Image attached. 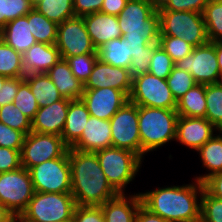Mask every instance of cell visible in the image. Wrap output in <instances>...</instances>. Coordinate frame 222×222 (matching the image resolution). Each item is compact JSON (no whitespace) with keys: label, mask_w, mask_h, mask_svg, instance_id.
<instances>
[{"label":"cell","mask_w":222,"mask_h":222,"mask_svg":"<svg viewBox=\"0 0 222 222\" xmlns=\"http://www.w3.org/2000/svg\"><path fill=\"white\" fill-rule=\"evenodd\" d=\"M46 74L50 77L63 98L70 100L82 98L84 84L73 75L65 59L60 58Z\"/></svg>","instance_id":"obj_23"},{"label":"cell","mask_w":222,"mask_h":222,"mask_svg":"<svg viewBox=\"0 0 222 222\" xmlns=\"http://www.w3.org/2000/svg\"><path fill=\"white\" fill-rule=\"evenodd\" d=\"M34 192L31 175L24 167L0 173V204L17 219L27 209Z\"/></svg>","instance_id":"obj_9"},{"label":"cell","mask_w":222,"mask_h":222,"mask_svg":"<svg viewBox=\"0 0 222 222\" xmlns=\"http://www.w3.org/2000/svg\"><path fill=\"white\" fill-rule=\"evenodd\" d=\"M26 16L9 21L1 30L0 38L17 52L23 54L37 41L30 31Z\"/></svg>","instance_id":"obj_24"},{"label":"cell","mask_w":222,"mask_h":222,"mask_svg":"<svg viewBox=\"0 0 222 222\" xmlns=\"http://www.w3.org/2000/svg\"><path fill=\"white\" fill-rule=\"evenodd\" d=\"M112 146L110 120L90 116L80 139L71 147L83 152H97Z\"/></svg>","instance_id":"obj_19"},{"label":"cell","mask_w":222,"mask_h":222,"mask_svg":"<svg viewBox=\"0 0 222 222\" xmlns=\"http://www.w3.org/2000/svg\"><path fill=\"white\" fill-rule=\"evenodd\" d=\"M204 189L213 197L222 200V173L209 176L204 182Z\"/></svg>","instance_id":"obj_50"},{"label":"cell","mask_w":222,"mask_h":222,"mask_svg":"<svg viewBox=\"0 0 222 222\" xmlns=\"http://www.w3.org/2000/svg\"><path fill=\"white\" fill-rule=\"evenodd\" d=\"M68 149L61 136L31 131L24 138L21 166L29 170L47 160L62 157Z\"/></svg>","instance_id":"obj_12"},{"label":"cell","mask_w":222,"mask_h":222,"mask_svg":"<svg viewBox=\"0 0 222 222\" xmlns=\"http://www.w3.org/2000/svg\"><path fill=\"white\" fill-rule=\"evenodd\" d=\"M174 63L192 53L193 46L184 39L167 35H159V43Z\"/></svg>","instance_id":"obj_40"},{"label":"cell","mask_w":222,"mask_h":222,"mask_svg":"<svg viewBox=\"0 0 222 222\" xmlns=\"http://www.w3.org/2000/svg\"><path fill=\"white\" fill-rule=\"evenodd\" d=\"M76 202L71 193L34 192L21 222H68L73 220Z\"/></svg>","instance_id":"obj_5"},{"label":"cell","mask_w":222,"mask_h":222,"mask_svg":"<svg viewBox=\"0 0 222 222\" xmlns=\"http://www.w3.org/2000/svg\"><path fill=\"white\" fill-rule=\"evenodd\" d=\"M128 0H104L101 12L118 16Z\"/></svg>","instance_id":"obj_52"},{"label":"cell","mask_w":222,"mask_h":222,"mask_svg":"<svg viewBox=\"0 0 222 222\" xmlns=\"http://www.w3.org/2000/svg\"><path fill=\"white\" fill-rule=\"evenodd\" d=\"M17 218L3 205L0 204V222H15Z\"/></svg>","instance_id":"obj_54"},{"label":"cell","mask_w":222,"mask_h":222,"mask_svg":"<svg viewBox=\"0 0 222 222\" xmlns=\"http://www.w3.org/2000/svg\"><path fill=\"white\" fill-rule=\"evenodd\" d=\"M25 135L0 122V147L19 150L21 152Z\"/></svg>","instance_id":"obj_44"},{"label":"cell","mask_w":222,"mask_h":222,"mask_svg":"<svg viewBox=\"0 0 222 222\" xmlns=\"http://www.w3.org/2000/svg\"><path fill=\"white\" fill-rule=\"evenodd\" d=\"M200 222H222V200L211 196L205 189L202 192Z\"/></svg>","instance_id":"obj_42"},{"label":"cell","mask_w":222,"mask_h":222,"mask_svg":"<svg viewBox=\"0 0 222 222\" xmlns=\"http://www.w3.org/2000/svg\"><path fill=\"white\" fill-rule=\"evenodd\" d=\"M216 55L218 59L220 75L222 78V41H216Z\"/></svg>","instance_id":"obj_55"},{"label":"cell","mask_w":222,"mask_h":222,"mask_svg":"<svg viewBox=\"0 0 222 222\" xmlns=\"http://www.w3.org/2000/svg\"><path fill=\"white\" fill-rule=\"evenodd\" d=\"M13 104L31 121L39 110L37 100L25 80L19 85Z\"/></svg>","instance_id":"obj_38"},{"label":"cell","mask_w":222,"mask_h":222,"mask_svg":"<svg viewBox=\"0 0 222 222\" xmlns=\"http://www.w3.org/2000/svg\"><path fill=\"white\" fill-rule=\"evenodd\" d=\"M95 153L110 185L124 193L127 184L136 177L142 158L131 150L113 146Z\"/></svg>","instance_id":"obj_6"},{"label":"cell","mask_w":222,"mask_h":222,"mask_svg":"<svg viewBox=\"0 0 222 222\" xmlns=\"http://www.w3.org/2000/svg\"><path fill=\"white\" fill-rule=\"evenodd\" d=\"M70 99L63 98L51 105L39 108L31 121V131L61 136L66 123Z\"/></svg>","instance_id":"obj_18"},{"label":"cell","mask_w":222,"mask_h":222,"mask_svg":"<svg viewBox=\"0 0 222 222\" xmlns=\"http://www.w3.org/2000/svg\"><path fill=\"white\" fill-rule=\"evenodd\" d=\"M81 99L90 116L103 120H110L129 101V97L124 92L110 87L84 89Z\"/></svg>","instance_id":"obj_15"},{"label":"cell","mask_w":222,"mask_h":222,"mask_svg":"<svg viewBox=\"0 0 222 222\" xmlns=\"http://www.w3.org/2000/svg\"><path fill=\"white\" fill-rule=\"evenodd\" d=\"M20 167H22L20 151L0 147V173L14 171Z\"/></svg>","instance_id":"obj_46"},{"label":"cell","mask_w":222,"mask_h":222,"mask_svg":"<svg viewBox=\"0 0 222 222\" xmlns=\"http://www.w3.org/2000/svg\"><path fill=\"white\" fill-rule=\"evenodd\" d=\"M166 81L176 101L197 84L190 73L175 66Z\"/></svg>","instance_id":"obj_37"},{"label":"cell","mask_w":222,"mask_h":222,"mask_svg":"<svg viewBox=\"0 0 222 222\" xmlns=\"http://www.w3.org/2000/svg\"><path fill=\"white\" fill-rule=\"evenodd\" d=\"M33 8L31 0H0V30L9 21L25 16Z\"/></svg>","instance_id":"obj_36"},{"label":"cell","mask_w":222,"mask_h":222,"mask_svg":"<svg viewBox=\"0 0 222 222\" xmlns=\"http://www.w3.org/2000/svg\"><path fill=\"white\" fill-rule=\"evenodd\" d=\"M29 173L35 192L71 193L69 149L62 157L31 167Z\"/></svg>","instance_id":"obj_8"},{"label":"cell","mask_w":222,"mask_h":222,"mask_svg":"<svg viewBox=\"0 0 222 222\" xmlns=\"http://www.w3.org/2000/svg\"><path fill=\"white\" fill-rule=\"evenodd\" d=\"M176 112L182 117L205 118V85L196 84L177 100Z\"/></svg>","instance_id":"obj_29"},{"label":"cell","mask_w":222,"mask_h":222,"mask_svg":"<svg viewBox=\"0 0 222 222\" xmlns=\"http://www.w3.org/2000/svg\"><path fill=\"white\" fill-rule=\"evenodd\" d=\"M90 113L82 99H73L69 102L66 123L61 137L64 143L71 148L81 137Z\"/></svg>","instance_id":"obj_25"},{"label":"cell","mask_w":222,"mask_h":222,"mask_svg":"<svg viewBox=\"0 0 222 222\" xmlns=\"http://www.w3.org/2000/svg\"><path fill=\"white\" fill-rule=\"evenodd\" d=\"M129 101L138 106L163 109H176L177 105L166 79L149 72L132 78Z\"/></svg>","instance_id":"obj_10"},{"label":"cell","mask_w":222,"mask_h":222,"mask_svg":"<svg viewBox=\"0 0 222 222\" xmlns=\"http://www.w3.org/2000/svg\"><path fill=\"white\" fill-rule=\"evenodd\" d=\"M106 87L120 90L129 97L132 88V77L129 69L115 67L97 59L91 75L84 84V89Z\"/></svg>","instance_id":"obj_16"},{"label":"cell","mask_w":222,"mask_h":222,"mask_svg":"<svg viewBox=\"0 0 222 222\" xmlns=\"http://www.w3.org/2000/svg\"><path fill=\"white\" fill-rule=\"evenodd\" d=\"M158 2L154 0H128L117 16L121 34L125 39L159 43Z\"/></svg>","instance_id":"obj_3"},{"label":"cell","mask_w":222,"mask_h":222,"mask_svg":"<svg viewBox=\"0 0 222 222\" xmlns=\"http://www.w3.org/2000/svg\"><path fill=\"white\" fill-rule=\"evenodd\" d=\"M34 8L57 24L75 16L73 0H40Z\"/></svg>","instance_id":"obj_31"},{"label":"cell","mask_w":222,"mask_h":222,"mask_svg":"<svg viewBox=\"0 0 222 222\" xmlns=\"http://www.w3.org/2000/svg\"><path fill=\"white\" fill-rule=\"evenodd\" d=\"M98 59V54H82L73 57H67L65 60L69 64L73 75L85 84L91 75L92 68Z\"/></svg>","instance_id":"obj_39"},{"label":"cell","mask_w":222,"mask_h":222,"mask_svg":"<svg viewBox=\"0 0 222 222\" xmlns=\"http://www.w3.org/2000/svg\"><path fill=\"white\" fill-rule=\"evenodd\" d=\"M174 66L190 73L197 84L209 85L222 82L216 42H208L193 48L192 53L177 61Z\"/></svg>","instance_id":"obj_11"},{"label":"cell","mask_w":222,"mask_h":222,"mask_svg":"<svg viewBox=\"0 0 222 222\" xmlns=\"http://www.w3.org/2000/svg\"><path fill=\"white\" fill-rule=\"evenodd\" d=\"M69 163L76 205L101 206L119 194L105 177L96 153L69 148Z\"/></svg>","instance_id":"obj_2"},{"label":"cell","mask_w":222,"mask_h":222,"mask_svg":"<svg viewBox=\"0 0 222 222\" xmlns=\"http://www.w3.org/2000/svg\"><path fill=\"white\" fill-rule=\"evenodd\" d=\"M178 113L176 109L138 106L141 158L150 151L176 140Z\"/></svg>","instance_id":"obj_4"},{"label":"cell","mask_w":222,"mask_h":222,"mask_svg":"<svg viewBox=\"0 0 222 222\" xmlns=\"http://www.w3.org/2000/svg\"><path fill=\"white\" fill-rule=\"evenodd\" d=\"M0 75L7 78L24 77L22 54L0 38Z\"/></svg>","instance_id":"obj_32"},{"label":"cell","mask_w":222,"mask_h":222,"mask_svg":"<svg viewBox=\"0 0 222 222\" xmlns=\"http://www.w3.org/2000/svg\"><path fill=\"white\" fill-rule=\"evenodd\" d=\"M205 98V118L222 131V82L205 85Z\"/></svg>","instance_id":"obj_33"},{"label":"cell","mask_w":222,"mask_h":222,"mask_svg":"<svg viewBox=\"0 0 222 222\" xmlns=\"http://www.w3.org/2000/svg\"><path fill=\"white\" fill-rule=\"evenodd\" d=\"M214 130L218 131L206 118L179 116L175 141L197 151L214 136Z\"/></svg>","instance_id":"obj_17"},{"label":"cell","mask_w":222,"mask_h":222,"mask_svg":"<svg viewBox=\"0 0 222 222\" xmlns=\"http://www.w3.org/2000/svg\"><path fill=\"white\" fill-rule=\"evenodd\" d=\"M73 222H105L101 206L77 205L73 214Z\"/></svg>","instance_id":"obj_45"},{"label":"cell","mask_w":222,"mask_h":222,"mask_svg":"<svg viewBox=\"0 0 222 222\" xmlns=\"http://www.w3.org/2000/svg\"><path fill=\"white\" fill-rule=\"evenodd\" d=\"M151 57L152 54H139L132 56L131 65L129 67L132 78L143 75L149 71Z\"/></svg>","instance_id":"obj_49"},{"label":"cell","mask_w":222,"mask_h":222,"mask_svg":"<svg viewBox=\"0 0 222 222\" xmlns=\"http://www.w3.org/2000/svg\"><path fill=\"white\" fill-rule=\"evenodd\" d=\"M104 0H73L75 16H86L96 12H101Z\"/></svg>","instance_id":"obj_48"},{"label":"cell","mask_w":222,"mask_h":222,"mask_svg":"<svg viewBox=\"0 0 222 222\" xmlns=\"http://www.w3.org/2000/svg\"><path fill=\"white\" fill-rule=\"evenodd\" d=\"M208 140L197 152L201 156L202 166L206 167L209 173L195 177L199 182H204L209 176L222 173V131ZM216 135V136H215Z\"/></svg>","instance_id":"obj_27"},{"label":"cell","mask_w":222,"mask_h":222,"mask_svg":"<svg viewBox=\"0 0 222 222\" xmlns=\"http://www.w3.org/2000/svg\"><path fill=\"white\" fill-rule=\"evenodd\" d=\"M129 42L130 54L136 56L139 54H153V49L158 44H149L146 40L127 39Z\"/></svg>","instance_id":"obj_51"},{"label":"cell","mask_w":222,"mask_h":222,"mask_svg":"<svg viewBox=\"0 0 222 222\" xmlns=\"http://www.w3.org/2000/svg\"><path fill=\"white\" fill-rule=\"evenodd\" d=\"M202 16L209 42L222 41V2L209 0Z\"/></svg>","instance_id":"obj_34"},{"label":"cell","mask_w":222,"mask_h":222,"mask_svg":"<svg viewBox=\"0 0 222 222\" xmlns=\"http://www.w3.org/2000/svg\"><path fill=\"white\" fill-rule=\"evenodd\" d=\"M98 59L106 64L129 69L132 61L129 42L123 36L103 44L97 49Z\"/></svg>","instance_id":"obj_26"},{"label":"cell","mask_w":222,"mask_h":222,"mask_svg":"<svg viewBox=\"0 0 222 222\" xmlns=\"http://www.w3.org/2000/svg\"><path fill=\"white\" fill-rule=\"evenodd\" d=\"M40 0H31V3L33 4V5H35L36 3H38Z\"/></svg>","instance_id":"obj_57"},{"label":"cell","mask_w":222,"mask_h":222,"mask_svg":"<svg viewBox=\"0 0 222 222\" xmlns=\"http://www.w3.org/2000/svg\"><path fill=\"white\" fill-rule=\"evenodd\" d=\"M112 146L128 149L141 157L138 105L128 101L110 119Z\"/></svg>","instance_id":"obj_14"},{"label":"cell","mask_w":222,"mask_h":222,"mask_svg":"<svg viewBox=\"0 0 222 222\" xmlns=\"http://www.w3.org/2000/svg\"><path fill=\"white\" fill-rule=\"evenodd\" d=\"M203 190V183L195 179L191 184L158 187L139 194L142 205L167 222H200L201 202L198 200Z\"/></svg>","instance_id":"obj_1"},{"label":"cell","mask_w":222,"mask_h":222,"mask_svg":"<svg viewBox=\"0 0 222 222\" xmlns=\"http://www.w3.org/2000/svg\"><path fill=\"white\" fill-rule=\"evenodd\" d=\"M8 78L3 76V75H0V90L2 88V86L4 85V82L7 80Z\"/></svg>","instance_id":"obj_56"},{"label":"cell","mask_w":222,"mask_h":222,"mask_svg":"<svg viewBox=\"0 0 222 222\" xmlns=\"http://www.w3.org/2000/svg\"><path fill=\"white\" fill-rule=\"evenodd\" d=\"M24 81V77L8 78L0 90V107L8 103H13L18 92L19 85Z\"/></svg>","instance_id":"obj_47"},{"label":"cell","mask_w":222,"mask_h":222,"mask_svg":"<svg viewBox=\"0 0 222 222\" xmlns=\"http://www.w3.org/2000/svg\"><path fill=\"white\" fill-rule=\"evenodd\" d=\"M159 35L184 39L194 48L209 42L202 13L190 11L157 10Z\"/></svg>","instance_id":"obj_7"},{"label":"cell","mask_w":222,"mask_h":222,"mask_svg":"<svg viewBox=\"0 0 222 222\" xmlns=\"http://www.w3.org/2000/svg\"><path fill=\"white\" fill-rule=\"evenodd\" d=\"M30 23V31L37 42L55 44L58 24L49 20L46 16L33 8L25 15Z\"/></svg>","instance_id":"obj_30"},{"label":"cell","mask_w":222,"mask_h":222,"mask_svg":"<svg viewBox=\"0 0 222 222\" xmlns=\"http://www.w3.org/2000/svg\"><path fill=\"white\" fill-rule=\"evenodd\" d=\"M141 204L139 193L129 195V197L124 193H119L101 205V210L105 222H134Z\"/></svg>","instance_id":"obj_22"},{"label":"cell","mask_w":222,"mask_h":222,"mask_svg":"<svg viewBox=\"0 0 222 222\" xmlns=\"http://www.w3.org/2000/svg\"><path fill=\"white\" fill-rule=\"evenodd\" d=\"M83 21L96 49L112 39L122 37L116 15L96 12L83 16Z\"/></svg>","instance_id":"obj_20"},{"label":"cell","mask_w":222,"mask_h":222,"mask_svg":"<svg viewBox=\"0 0 222 222\" xmlns=\"http://www.w3.org/2000/svg\"><path fill=\"white\" fill-rule=\"evenodd\" d=\"M174 65L175 63L173 62L171 57L158 44L153 49L148 72L158 78L167 79V77L172 72Z\"/></svg>","instance_id":"obj_41"},{"label":"cell","mask_w":222,"mask_h":222,"mask_svg":"<svg viewBox=\"0 0 222 222\" xmlns=\"http://www.w3.org/2000/svg\"><path fill=\"white\" fill-rule=\"evenodd\" d=\"M0 122L21 131L25 136L31 132V120L15 107L13 103L0 107Z\"/></svg>","instance_id":"obj_35"},{"label":"cell","mask_w":222,"mask_h":222,"mask_svg":"<svg viewBox=\"0 0 222 222\" xmlns=\"http://www.w3.org/2000/svg\"><path fill=\"white\" fill-rule=\"evenodd\" d=\"M55 45L63 59L82 54H97L83 17L80 16H74L58 24Z\"/></svg>","instance_id":"obj_13"},{"label":"cell","mask_w":222,"mask_h":222,"mask_svg":"<svg viewBox=\"0 0 222 222\" xmlns=\"http://www.w3.org/2000/svg\"><path fill=\"white\" fill-rule=\"evenodd\" d=\"M60 58L55 44L37 42L22 54L24 72L26 75L47 73Z\"/></svg>","instance_id":"obj_21"},{"label":"cell","mask_w":222,"mask_h":222,"mask_svg":"<svg viewBox=\"0 0 222 222\" xmlns=\"http://www.w3.org/2000/svg\"><path fill=\"white\" fill-rule=\"evenodd\" d=\"M209 0H159L157 10L202 13Z\"/></svg>","instance_id":"obj_43"},{"label":"cell","mask_w":222,"mask_h":222,"mask_svg":"<svg viewBox=\"0 0 222 222\" xmlns=\"http://www.w3.org/2000/svg\"><path fill=\"white\" fill-rule=\"evenodd\" d=\"M134 222H167V221L162 217H160L159 215L152 213L141 204L136 213Z\"/></svg>","instance_id":"obj_53"},{"label":"cell","mask_w":222,"mask_h":222,"mask_svg":"<svg viewBox=\"0 0 222 222\" xmlns=\"http://www.w3.org/2000/svg\"><path fill=\"white\" fill-rule=\"evenodd\" d=\"M24 80L29 84L39 108L62 100L63 97L46 73L28 74Z\"/></svg>","instance_id":"obj_28"}]
</instances>
